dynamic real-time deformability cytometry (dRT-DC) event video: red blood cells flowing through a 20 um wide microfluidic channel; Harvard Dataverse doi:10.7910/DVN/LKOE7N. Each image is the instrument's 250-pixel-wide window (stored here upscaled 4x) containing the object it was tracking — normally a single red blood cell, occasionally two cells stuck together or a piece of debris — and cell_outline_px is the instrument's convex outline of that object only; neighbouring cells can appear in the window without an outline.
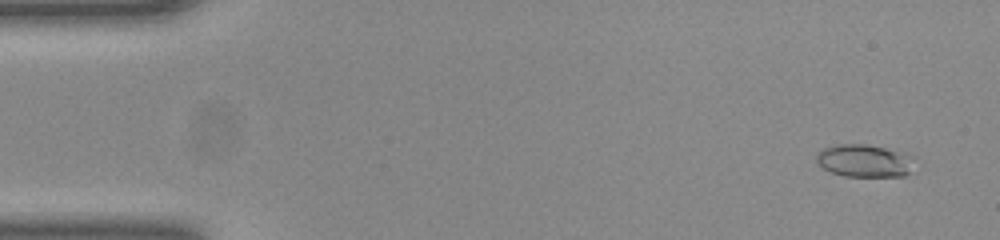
{"species": "common noctule bat (a hibernating species)", "species_latin": "Nyctalus noctula", "temperature_condition": "room temperature", "stored_images_in_passage": 50, "camera_frame_rate_fps": 3000, "um_per_image_px": 0.085, "animal": {"sex": "female", "body_mass_g": 23.0, "forearm_length_mm": 53.4}, "frame": {"image": 1, "passage_image": 3, "time_ms": 0.667, "image_size_px": [1000, 240], "cell_outline_px": [[908, 172], [904, 176], [844, 176], [832, 172], [824, 168], [816, 160], [816, 156], [824, 148], [840, 144], [864, 144], [884, 148], [908, 156]], "centroid_in_image_um": [73.35, 13.67], "position_along_channel_um": 11.7, "area_um2": 17.63}}
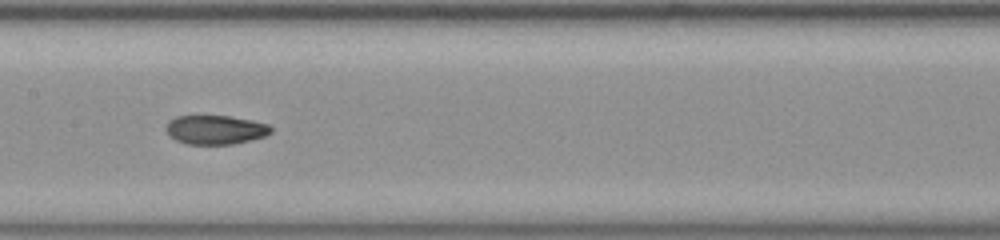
{"frame": {"image": 2, "passage_image": 25, "time_ms": 8.0, "image_size_px": [1000, 240], "cell_outline_px": [[272, 132], [264, 136], [232, 144], [188, 144], [176, 140], [168, 136], [164, 128], [168, 120], [176, 116], [228, 116], [252, 120], [268, 124], [272, 128]], "centroid_in_image_um": [18.26, 11.02], "position_along_channel_um": 189.1, "area_um2": 17.8}}
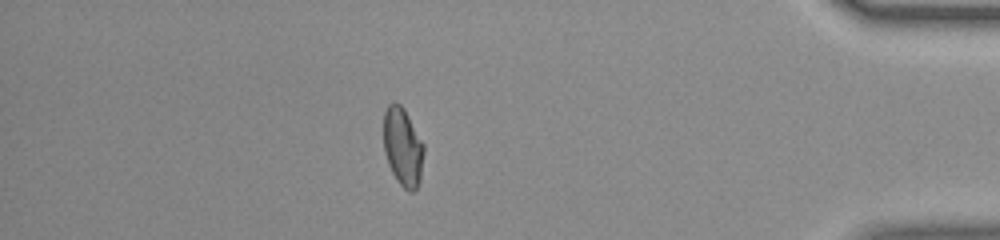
{"frame": {"image": 3, "passage_image": 44, "time_ms": 14.333, "image_size_px": [1000, 240], "cell_outline_px": [[424, 152], [420, 180], [416, 188], [412, 192], [408, 192], [396, 180], [388, 164], [384, 152], [384, 112], [388, 104], [392, 100], [400, 104], [404, 108], [424, 144]], "centroid_in_image_um": [34.23, 12.47], "position_along_channel_um": 401.0, "area_um2": 18.55}, "authors_computed_cell_mechanics": {"area_um2": 18.1492, "velocity_mm_per_s": 4.0421, "shape_relaxation_time_tau1_ms": null, "shape_relaxation_time_tau2_ms": 1.1664, "deformation_change_tau1": null, "deformation_change_tau2": 0.0515}}